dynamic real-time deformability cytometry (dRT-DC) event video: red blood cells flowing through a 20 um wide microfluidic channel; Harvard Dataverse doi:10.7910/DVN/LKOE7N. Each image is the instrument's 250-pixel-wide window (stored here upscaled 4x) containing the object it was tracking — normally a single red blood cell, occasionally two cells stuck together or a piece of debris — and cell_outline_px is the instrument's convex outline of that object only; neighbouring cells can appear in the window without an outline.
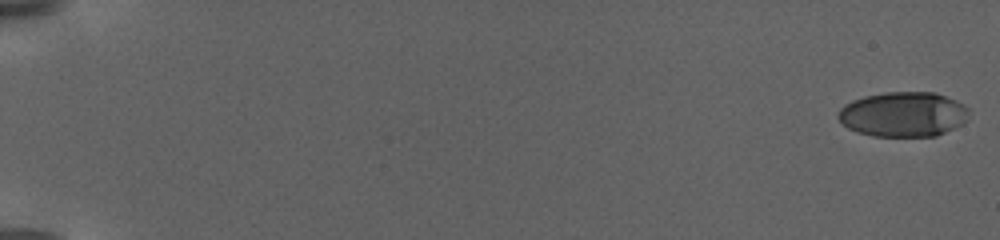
{"species": "human", "species_latin": "Homo sapiens", "temperature_condition": "warm", "stored_images_in_passage": 20, "camera_frame_rate_fps": 3000, "um_per_image_px": 0.085, "donor": {"sex": "female"}, "frame": {"image": 1, "passage_image": 1, "time_ms": 0.0, "image_size_px": [1000, 240], "cell_outline_px": [[968, 120], [936, 136], [872, 136], [856, 132], [848, 128], [836, 116], [840, 108], [844, 104], [852, 100], [864, 96], [884, 92], [932, 92], [956, 100], [964, 104], [968, 108]], "centroid_in_image_um": [76.75, 9.71], "position_along_channel_um": 8.3, "area_um2": 34.28}}
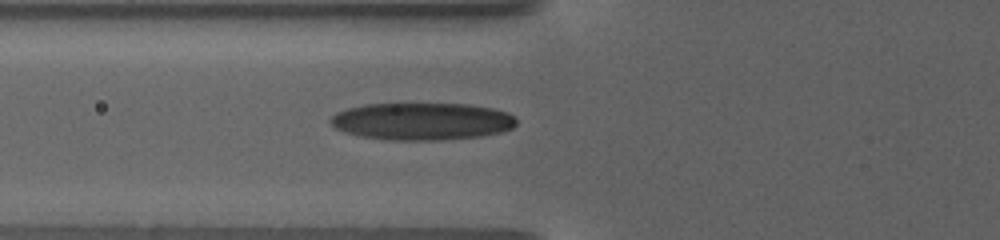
{"frame": {"image": 2, "passage_image": 11, "time_ms": 9.667, "image_size_px": [1000, 240], "cell_outline_px": [[516, 124], [512, 128], [500, 132], [480, 136], [440, 140], [392, 140], [356, 136], [344, 132], [336, 128], [328, 120], [336, 112], [348, 108], [364, 104], [468, 104], [492, 108], [508, 112], [516, 120]], "centroid_in_image_um": [35.83, 10.31], "position_along_channel_um": 90.0, "area_um2": 40.46}}
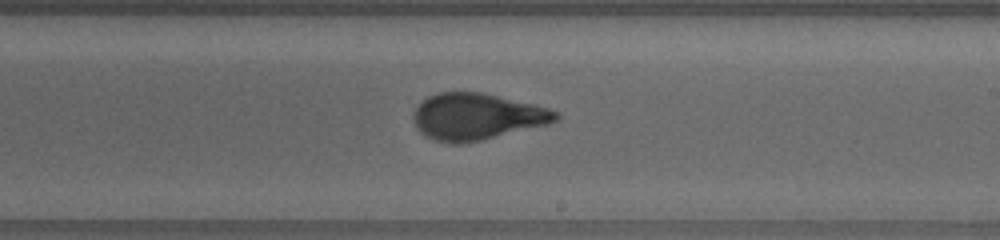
{"frame": {"image": 3, "passage_image": 20, "time_ms": 15.0, "image_size_px": [1000, 240], "cell_outline_px": [[560, 116], [556, 120], [548, 124], [464, 144], [448, 144], [424, 136], [416, 128], [412, 120], [412, 116], [416, 108], [428, 96], [436, 92], [484, 92], [548, 108], [560, 112]], "centroid_in_image_um": [40.49, 9.91], "position_along_channel_um": 248.5, "area_um2": 38.73}}